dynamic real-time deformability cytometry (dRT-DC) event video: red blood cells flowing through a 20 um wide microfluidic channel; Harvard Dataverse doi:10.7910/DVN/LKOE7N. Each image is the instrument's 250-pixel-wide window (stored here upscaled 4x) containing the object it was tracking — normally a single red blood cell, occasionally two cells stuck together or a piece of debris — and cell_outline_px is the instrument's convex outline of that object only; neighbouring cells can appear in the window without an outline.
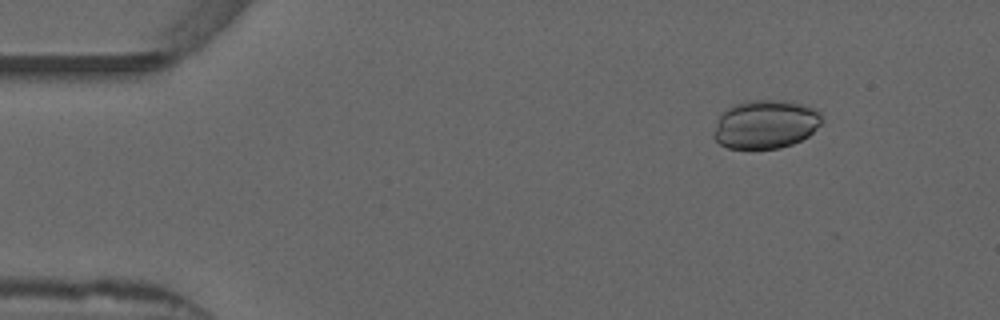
{"species": "common noctule bat (a hibernating species)", "species_latin": "Nyctalus noctula", "temperature_condition": "warm", "stored_images_in_passage": 54, "camera_frame_rate_fps": 3000, "um_per_image_px": 0.085, "animal": {"sex": "male", "forearm_length_mm": 52.5}, "frame": {"image": 1, "passage_image": 7, "time_ms": 2.0, "image_size_px": [1000, 320], "cell_outline_px": [[820, 124], [808, 136], [792, 144], [780, 148], [728, 148], [720, 144], [712, 136], [712, 132], [720, 116], [728, 108], [744, 100], [792, 100], [804, 104], [820, 112]], "centroid_in_image_um": [65.06, 10.55], "position_along_channel_um": 19.9, "area_um2": 30.58}}
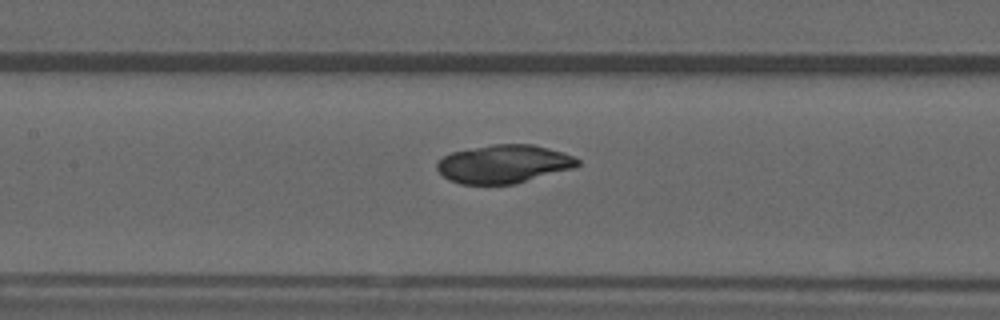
{"frame": {"image": 2, "passage_image": 25, "time_ms": 8.0, "image_size_px": [1000, 320], "cell_outline_px": [[580, 164], [576, 168], [516, 184], [460, 184], [448, 180], [436, 168], [436, 164], [444, 156], [452, 152], [492, 144], [532, 144], [564, 152], [580, 160]], "centroid_in_image_um": [42.86, 13.95], "position_along_channel_um": 164.5, "area_um2": 31.62}}